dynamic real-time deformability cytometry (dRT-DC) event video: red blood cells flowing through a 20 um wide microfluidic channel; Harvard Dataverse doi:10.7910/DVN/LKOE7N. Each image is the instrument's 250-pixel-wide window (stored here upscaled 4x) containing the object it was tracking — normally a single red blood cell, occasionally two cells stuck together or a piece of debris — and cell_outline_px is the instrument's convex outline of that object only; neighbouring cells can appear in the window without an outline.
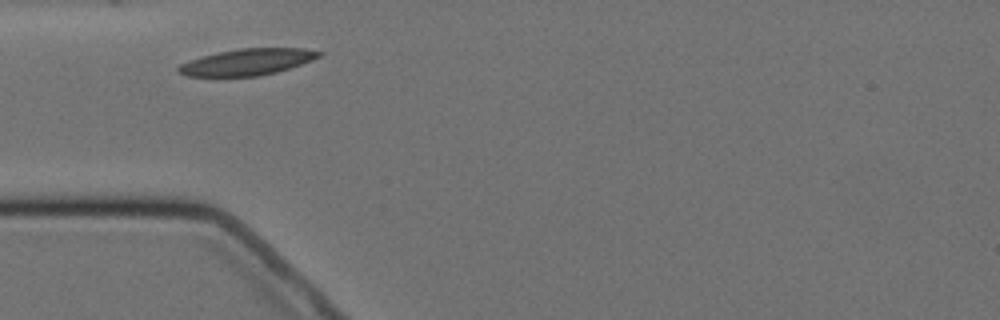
{"species": "Egyptian fruit bat (a non-hibernating species)", "species_latin": "Rousettus aegyptiacus", "temperature_condition": "cold", "stored_images_in_passage": 2, "camera_frame_rate_fps": 3000, "um_per_image_px": 0.085, "animal": {"sex": "female"}, "frame": {"image": 1, "passage_image": 1, "time_ms": 0.0, "image_size_px": [1000, 320], "cell_outline_px": [[324, 52], [320, 56], [312, 60], [276, 72], [256, 76], [188, 76], [176, 72], [176, 68], [180, 64], [188, 60], [220, 52], [240, 48], [304, 48]], "centroid_in_image_um": [21.0, 5.26], "position_along_channel_um": 64.0, "area_um2": 21.44}}
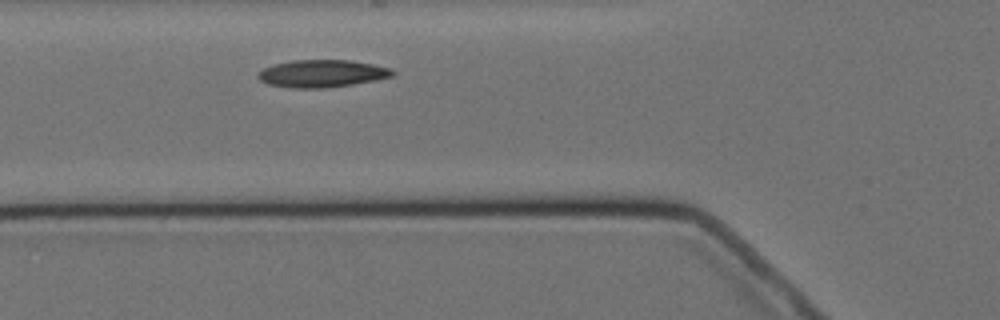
{"frame": {"image": 2, "passage_image": 2, "time_ms": 1.0, "image_size_px": [1000, 320], "cell_outline_px": [[396, 72], [392, 76], [376, 80], [352, 84], [324, 88], [292, 88], [268, 84], [260, 80], [256, 76], [264, 68], [272, 64], [292, 60], [348, 60], [372, 64], [392, 68]], "centroid_in_image_um": [27.37, 6.25], "position_along_channel_um": 98.4, "area_um2": 21.5}}